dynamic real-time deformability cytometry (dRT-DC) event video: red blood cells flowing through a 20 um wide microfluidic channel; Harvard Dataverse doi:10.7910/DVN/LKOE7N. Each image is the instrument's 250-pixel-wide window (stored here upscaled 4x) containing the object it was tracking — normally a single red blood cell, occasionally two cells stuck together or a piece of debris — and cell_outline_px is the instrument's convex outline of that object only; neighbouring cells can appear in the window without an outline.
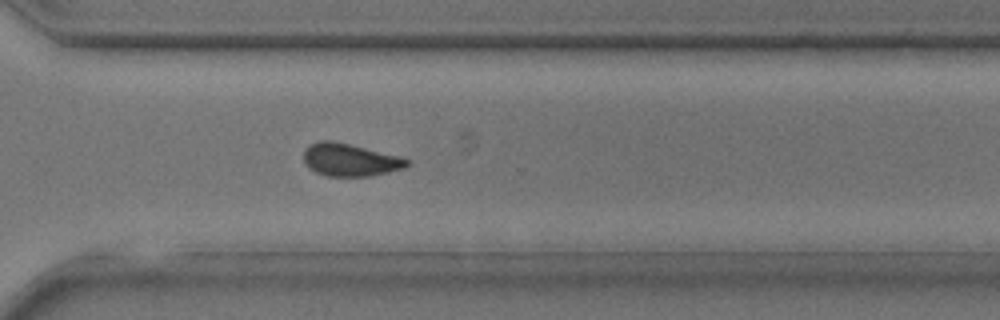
{"species": "common noctule bat (a hibernating species)", "species_latin": "Nyctalus noctula", "temperature_condition": "room temperature", "stored_images_in_passage": 38, "camera_frame_rate_fps": 3000, "um_per_image_px": 0.085, "animal": {"sex": "male", "body_mass_g": 17.9, "forearm_length_mm": 54.2}, "frame": {"image": 1, "passage_image": 27, "time_ms": 8.667, "image_size_px": [1000, 320], "cell_outline_px": [[412, 160], [404, 168], [388, 172], [368, 176], [328, 176], [316, 172], [308, 168], [304, 160], [304, 148], [308, 144], [320, 140], [332, 140], [404, 156]], "centroid_in_image_um": [29.77, 13.57], "position_along_channel_um": 340.8, "area_um2": 20.0}}
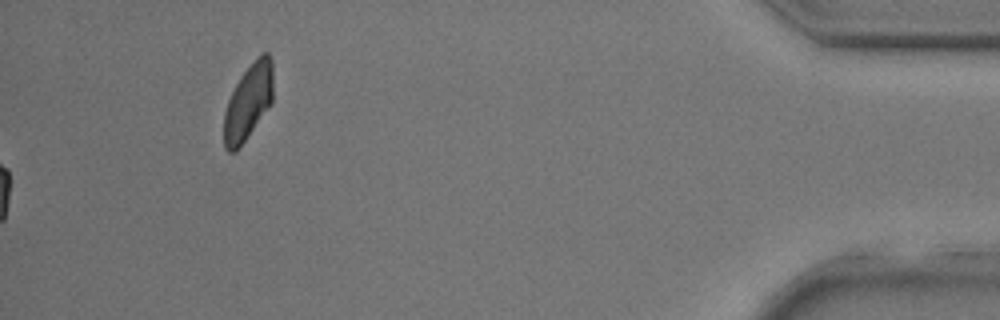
{"frame": {"image": 2, "passage_image": 38, "time_ms": 12.333, "image_size_px": [1000, 320], "cell_outline_px": [[272, 104], [240, 148], [236, 152], [228, 152], [224, 148], [224, 112], [228, 100], [240, 76], [260, 52], [268, 52], [272, 60]], "centroid_in_image_um": [21.11, 8.68], "position_along_channel_um": 414.1, "area_um2": 22.02}}